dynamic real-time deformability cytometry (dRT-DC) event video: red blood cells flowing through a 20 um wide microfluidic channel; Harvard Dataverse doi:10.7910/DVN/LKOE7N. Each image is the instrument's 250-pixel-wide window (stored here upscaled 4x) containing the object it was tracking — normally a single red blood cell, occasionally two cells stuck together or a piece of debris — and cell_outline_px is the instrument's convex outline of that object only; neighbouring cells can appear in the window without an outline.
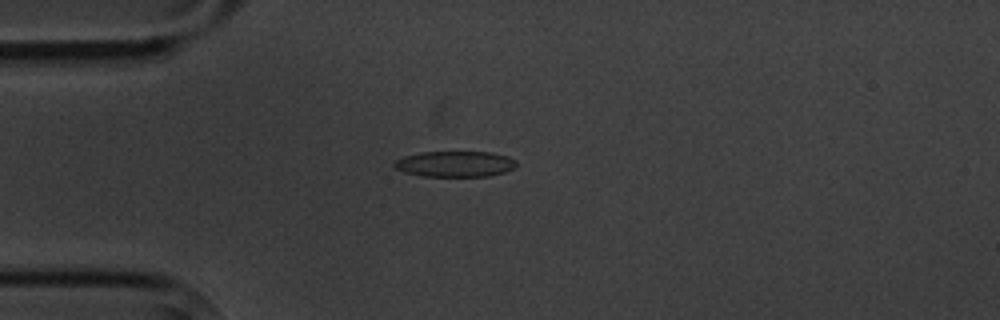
{"species": "common noctule bat (a hibernating species)", "species_latin": "Nyctalus noctula", "temperature_condition": "cold", "stored_images_in_passage": 2, "camera_frame_rate_fps": 3000, "um_per_image_px": 0.085, "animal": {"sex": "male", "body_mass_g": 20.1, "forearm_length_mm": 53.5}, "frame": {"image": 1, "passage_image": 1, "time_ms": 0.0, "image_size_px": [1000, 320], "cell_outline_px": [[516, 168], [504, 172], [488, 176], [424, 176], [404, 172], [396, 168], [392, 164], [396, 160], [404, 156], [420, 152], [492, 152], [508, 156], [516, 160]], "centroid_in_image_um": [38.7, 13.93], "position_along_channel_um": 46.3, "area_um2": 18.38}}